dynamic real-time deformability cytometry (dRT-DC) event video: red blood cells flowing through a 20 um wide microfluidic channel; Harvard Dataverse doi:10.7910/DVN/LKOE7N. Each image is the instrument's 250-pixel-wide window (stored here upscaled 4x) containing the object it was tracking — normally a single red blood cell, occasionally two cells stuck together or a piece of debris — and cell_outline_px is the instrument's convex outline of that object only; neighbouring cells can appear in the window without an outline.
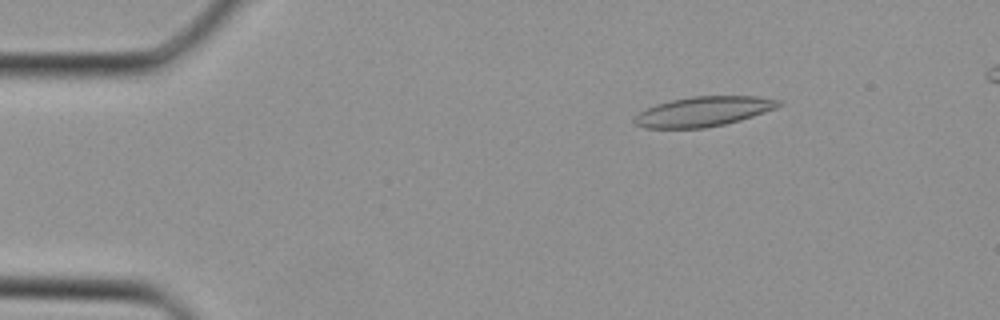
{"species": "Egyptian fruit bat (a non-hibernating species)", "species_latin": "Rousettus aegyptiacus", "temperature_condition": "cold", "stored_images_in_passage": 34, "camera_frame_rate_fps": 3000, "um_per_image_px": 0.085, "animal": {"sex": "female"}, "frame": {"image": 1, "passage_image": 4, "time_ms": 1.0, "image_size_px": [1000, 320], "cell_outline_px": [[784, 104], [776, 108], [740, 120], [724, 124], [704, 128], [644, 128], [636, 124], [632, 120], [640, 112], [656, 104], [672, 100], [692, 96], [756, 96], [784, 100]], "centroid_in_image_um": [59.84, 9.47], "position_along_channel_um": 25.2, "area_um2": 25.03}}
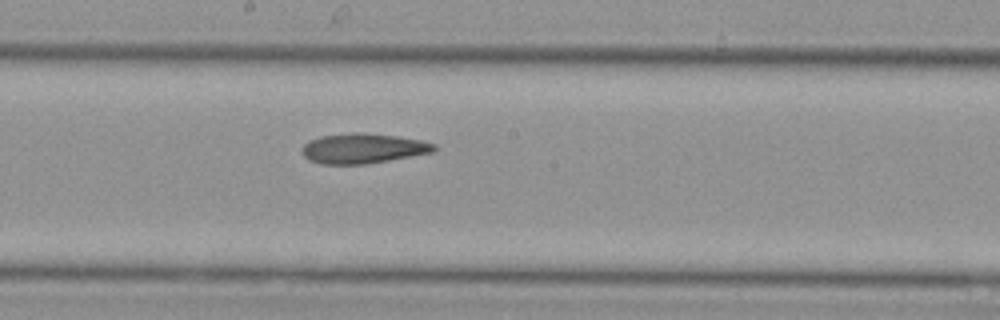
{"frame": {"image": 2, "passage_image": 18, "time_ms": 5.667, "image_size_px": [1000, 320], "cell_outline_px": [[436, 152], [368, 164], [320, 164], [308, 160], [304, 156], [304, 144], [308, 140], [320, 136], [352, 132], [356, 132], [396, 136], [420, 140], [436, 144]], "centroid_in_image_um": [30.88, 12.62], "position_along_channel_um": 217.3, "area_um2": 23.18}}
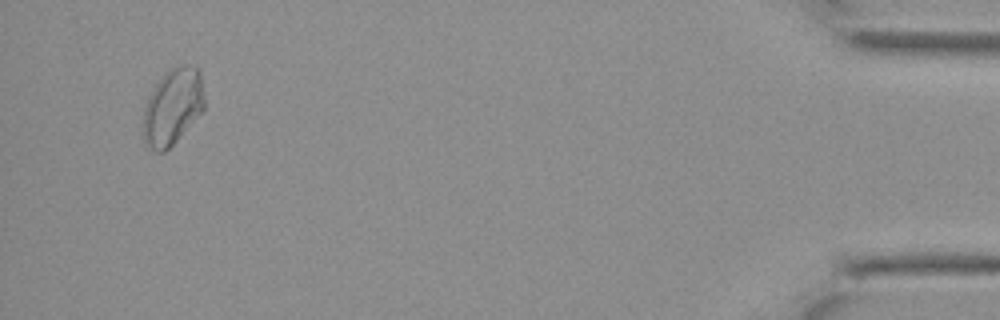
{"frame": {"image": 3, "passage_image": 33, "time_ms": 10.667, "image_size_px": [1000, 320], "cell_outline_px": [[204, 108], [176, 140], [164, 152], [156, 152], [144, 144], [144, 108], [148, 96], [152, 88], [172, 68], [180, 64], [196, 64], [200, 68], [204, 96]], "centroid_in_image_um": [14.69, 9.03], "position_along_channel_um": 420.5, "area_um2": 26.99}}